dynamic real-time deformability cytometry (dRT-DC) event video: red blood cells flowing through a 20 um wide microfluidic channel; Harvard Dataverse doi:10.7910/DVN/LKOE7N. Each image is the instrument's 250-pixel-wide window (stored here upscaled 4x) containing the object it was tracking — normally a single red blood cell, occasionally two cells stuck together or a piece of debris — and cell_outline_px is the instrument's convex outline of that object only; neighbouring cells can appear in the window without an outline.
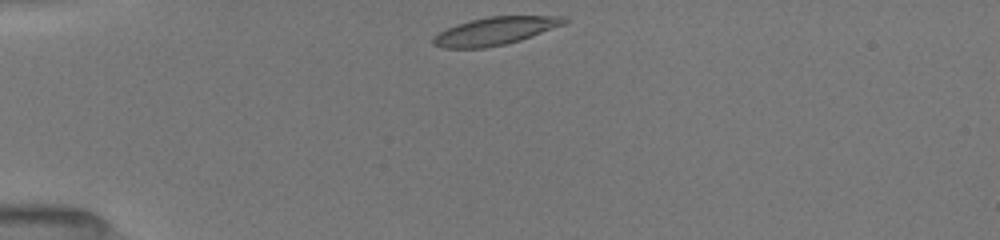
{"species": "common noctule bat (a hibernating species)", "species_latin": "Nyctalus noctula", "temperature_condition": "room temperature", "stored_images_in_passage": 44, "camera_frame_rate_fps": 3000, "um_per_image_px": 0.085, "animal": {"sex": "female", "body_mass_g": 19.5, "forearm_length_mm": 54.1}, "frame": {"image": 1, "passage_image": 1, "time_ms": 0.0, "image_size_px": [1000, 240], "cell_outline_px": [[568, 20], [564, 24], [532, 36], [520, 40], [504, 44], [484, 48], [440, 48], [432, 44], [432, 36], [456, 24], [488, 16], [568, 16]], "centroid_in_image_um": [42.06, 2.64], "position_along_channel_um": 42.9, "area_um2": 21.21}}
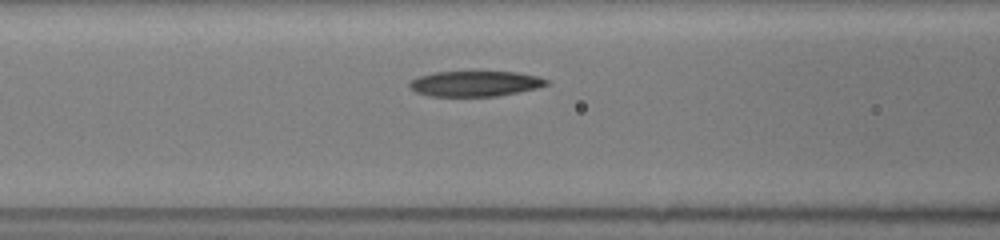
{"frame": {"image": 2, "passage_image": 16, "time_ms": 3.0, "image_size_px": [1000, 240], "cell_outline_px": [[548, 84], [536, 88], [496, 96], [428, 96], [416, 92], [408, 84], [416, 76], [436, 72], [516, 72], [536, 76], [548, 80]], "centroid_in_image_um": [40.34, 7.11], "position_along_channel_um": 126.3, "area_um2": 20.06}}
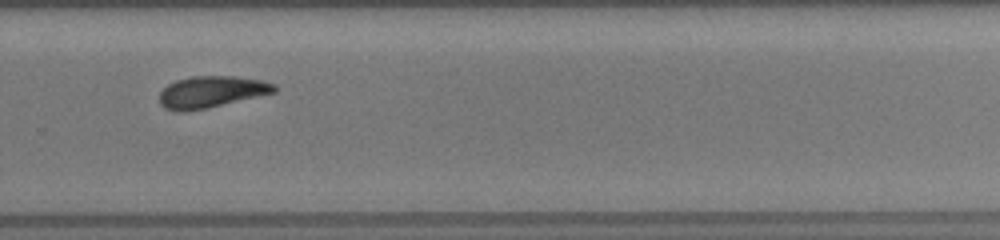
{"frame": {"image": 3, "passage_image": 43, "time_ms": 7.667, "image_size_px": [1000, 240], "cell_outline_px": [[276, 92], [208, 108], [184, 112], [172, 112], [164, 108], [160, 104], [160, 92], [168, 84], [176, 80], [192, 76], [236, 76], [260, 80], [276, 84]], "centroid_in_image_um": [17.94, 7.82], "position_along_channel_um": 311.9, "area_um2": 21.33}}